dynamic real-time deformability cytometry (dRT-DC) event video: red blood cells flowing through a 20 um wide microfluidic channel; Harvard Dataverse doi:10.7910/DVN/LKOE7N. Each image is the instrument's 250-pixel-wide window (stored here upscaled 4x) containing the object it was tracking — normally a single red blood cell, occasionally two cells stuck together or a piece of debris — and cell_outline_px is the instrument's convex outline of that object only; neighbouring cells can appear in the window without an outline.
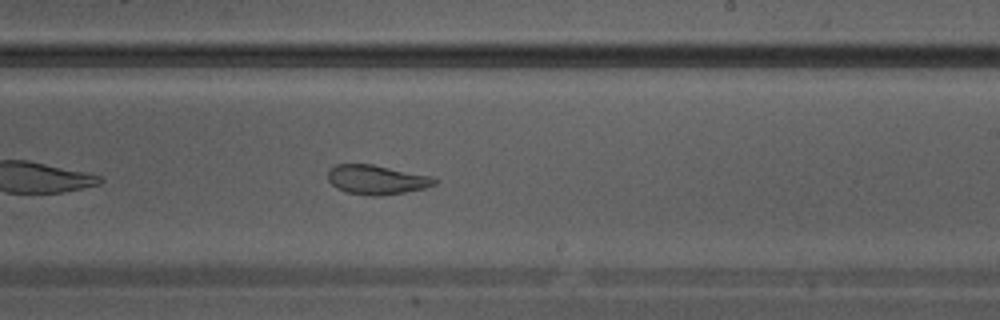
{"species": "Egyptian fruit bat (a non-hibernating species)", "species_latin": "Rousettus aegyptiacus", "temperature_condition": "warm", "stored_images_in_passage": 15, "camera_frame_rate_fps": 3000, "um_per_image_px": 0.085, "animal": {"sex": "male"}, "frame": {"image": 1, "passage_image": 13, "time_ms": 4.0, "image_size_px": [1000, 320], "cell_outline_px": [[440, 180], [436, 184], [424, 188], [404, 192], [380, 196], [368, 196], [344, 192], [336, 188], [328, 180], [328, 168], [336, 164], [372, 164], [432, 176]], "centroid_in_image_um": [32.0, 15.27], "position_along_channel_um": 257.0, "area_um2": 18.5}}